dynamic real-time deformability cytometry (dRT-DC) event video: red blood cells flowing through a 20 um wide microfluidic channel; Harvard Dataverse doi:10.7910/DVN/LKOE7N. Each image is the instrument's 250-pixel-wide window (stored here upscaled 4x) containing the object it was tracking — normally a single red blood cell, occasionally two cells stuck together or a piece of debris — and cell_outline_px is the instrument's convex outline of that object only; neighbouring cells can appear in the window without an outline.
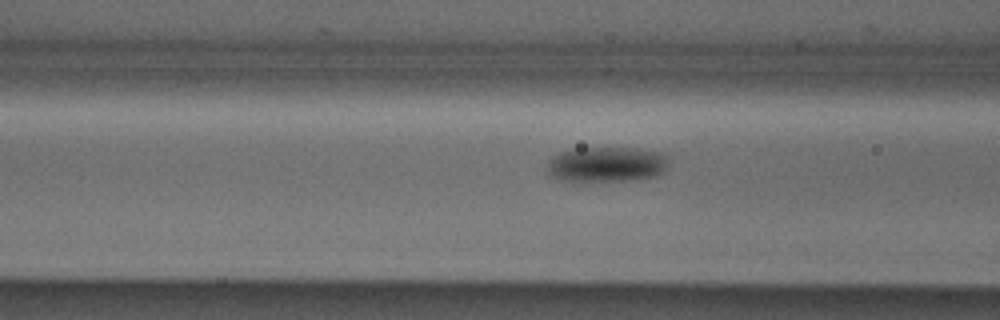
{"species": "Egyptian fruit bat (a non-hibernating species)", "species_latin": "Rousettus aegyptiacus", "temperature_condition": "cold", "stored_images_in_passage": 15, "camera_frame_rate_fps": 3000, "um_per_image_px": 0.085, "animal": {"sex": "male"}, "frame": {"image": 1, "passage_image": 13, "time_ms": 4.0, "image_size_px": [1000, 320], "cell_outline_px": [[668, 168], [664, 172], [656, 176], [632, 180], [564, 180], [552, 176], [548, 168], [548, 160], [552, 156], [560, 152], [580, 148], [636, 148], [660, 152], [668, 160]], "centroid_in_image_um": [51.61, 13.96], "position_along_channel_um": 115.0, "area_um2": 24.62}}